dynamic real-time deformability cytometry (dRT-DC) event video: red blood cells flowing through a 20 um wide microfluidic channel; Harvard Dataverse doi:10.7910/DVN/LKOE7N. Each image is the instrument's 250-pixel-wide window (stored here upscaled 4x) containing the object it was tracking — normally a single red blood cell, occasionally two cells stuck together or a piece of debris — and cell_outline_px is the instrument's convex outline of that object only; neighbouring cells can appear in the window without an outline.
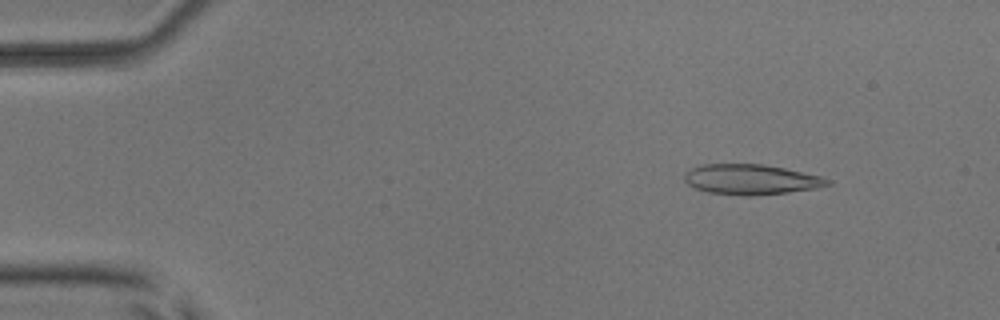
{"species": "common noctule bat (a hibernating species)", "species_latin": "Nyctalus noctula", "temperature_condition": "room temperature", "stored_images_in_passage": 6, "camera_frame_rate_fps": 3000, "um_per_image_px": 0.085, "animal": {"sex": "male", "body_mass_g": 17.9, "forearm_length_mm": 54.2}, "frame": {"image": 1, "passage_image": 2, "time_ms": 1.0, "image_size_px": [1000, 320], "cell_outline_px": [[832, 184], [816, 188], [788, 192], [748, 196], [708, 192], [696, 188], [688, 184], [684, 180], [684, 172], [692, 168], [704, 164], [764, 164], [784, 168], [820, 176], [832, 180]], "centroid_in_image_um": [63.84, 15.25], "position_along_channel_um": 21.2, "area_um2": 25.09}}
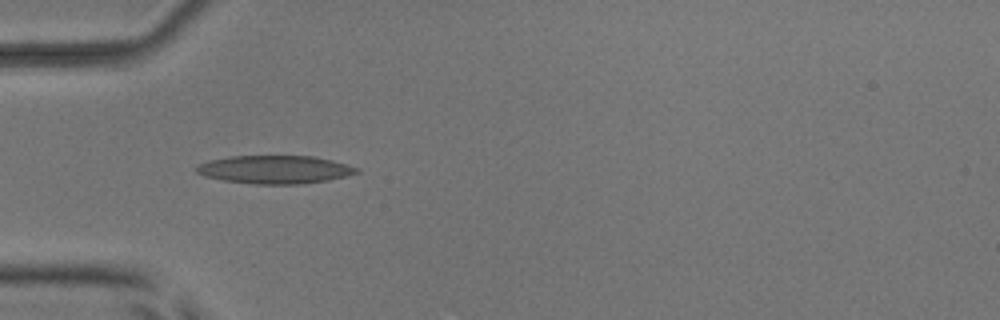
{"frame": {"image": 2, "passage_image": 5, "time_ms": 4.333, "image_size_px": [1000, 320], "cell_outline_px": [[360, 172], [328, 180], [300, 184], [256, 184], [224, 180], [204, 176], [196, 172], [196, 164], [208, 160], [232, 156], [316, 156], [348, 164], [360, 168]], "centroid_in_image_um": [23.37, 14.4], "position_along_channel_um": 61.6, "area_um2": 26.36}}
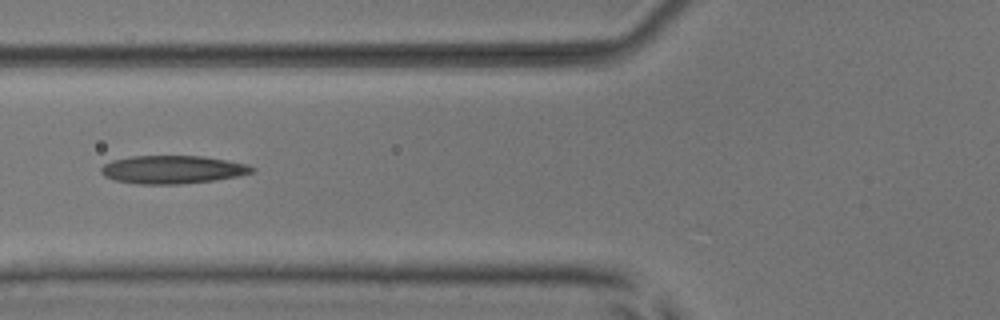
{"frame": {"image": 3, "passage_image": 6, "time_ms": 5.667, "image_size_px": [1000, 320], "cell_outline_px": [[256, 172], [216, 180], [180, 184], [136, 184], [112, 180], [104, 176], [100, 172], [100, 168], [104, 164], [112, 160], [132, 156], [204, 156], [248, 164], [256, 168]], "centroid_in_image_um": [14.66, 14.42], "position_along_channel_um": 111.1, "area_um2": 24.97}}